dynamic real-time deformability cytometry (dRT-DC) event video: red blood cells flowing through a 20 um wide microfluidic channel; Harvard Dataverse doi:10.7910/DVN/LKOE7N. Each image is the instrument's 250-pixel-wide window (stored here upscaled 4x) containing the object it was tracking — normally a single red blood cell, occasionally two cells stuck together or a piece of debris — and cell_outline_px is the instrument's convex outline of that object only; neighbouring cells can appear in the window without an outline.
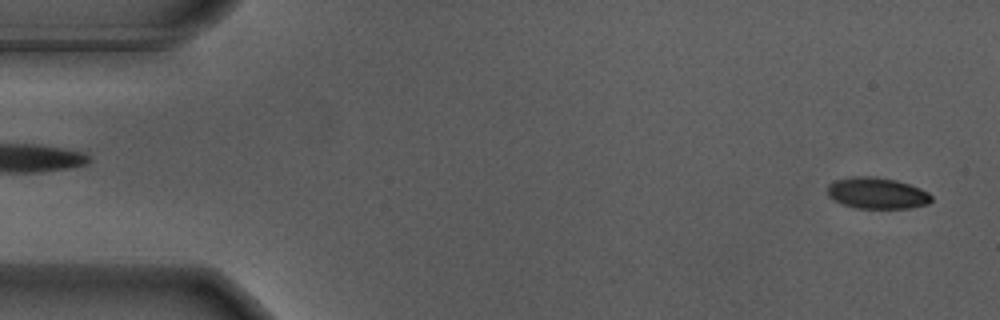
{"species": "Egyptian fruit bat (a non-hibernating species)", "species_latin": "Rousettus aegyptiacus", "temperature_condition": "warm", "stored_images_in_passage": 55, "camera_frame_rate_fps": 3000, "um_per_image_px": 0.085, "animal": {"sex": "male"}, "frame": {"image": 1, "passage_image": 2, "time_ms": 0.333, "image_size_px": [1000, 320], "cell_outline_px": [[932, 200], [928, 204], [908, 208], [856, 208], [844, 204], [828, 196], [828, 184], [836, 180], [852, 176], [876, 176], [896, 180], [920, 188], [928, 192], [932, 196]], "centroid_in_image_um": [74.56, 16.41], "position_along_channel_um": 10.4, "area_um2": 18.9}}
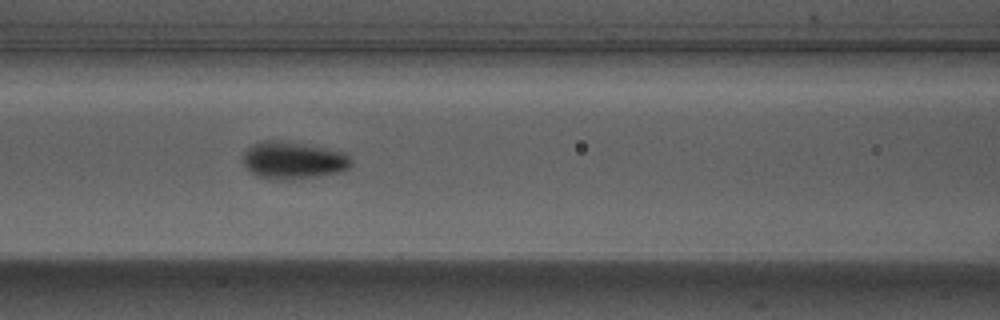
{"frame": {"image": 2, "passage_image": 23, "time_ms": 7.333, "image_size_px": [1000, 320], "cell_outline_px": [[352, 164], [348, 168], [336, 172], [316, 176], [292, 180], [272, 180], [256, 176], [244, 164], [244, 152], [252, 144], [264, 140], [276, 140], [324, 148], [344, 152], [352, 160]], "centroid_in_image_um": [24.89, 13.64], "position_along_channel_um": 141.7, "area_um2": 23.24}}
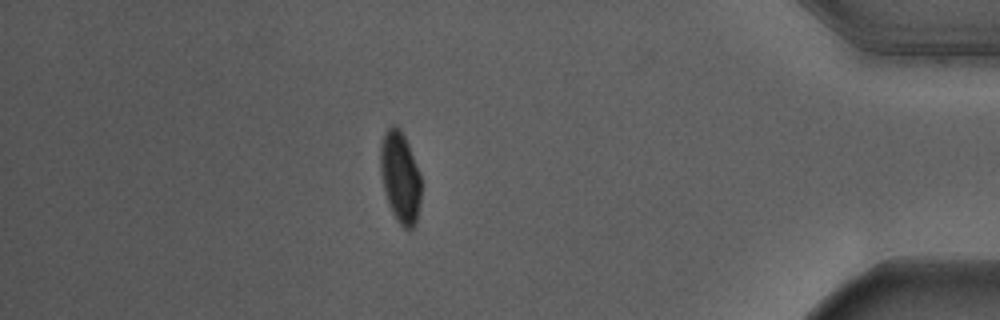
{"frame": {"image": 3, "passage_image": 48, "time_ms": 15.667, "image_size_px": [1000, 320], "cell_outline_px": [[420, 200], [416, 224], [408, 232], [396, 220], [388, 204], [380, 172], [380, 148], [384, 132], [392, 124], [396, 124], [400, 128], [408, 144], [420, 172]], "centroid_in_image_um": [34.01, 15.06], "position_along_channel_um": 401.2, "area_um2": 21.79}, "authors_computed_cell_mechanics": {"area_um2": 21.4438, "velocity_mm_per_s": 3.672, "shape_relaxation_time_tau1_ms": 2.3987, "shape_relaxation_time_tau2_ms": null, "deformation_change_tau1": 0.1418, "deformation_change_tau2": null}}